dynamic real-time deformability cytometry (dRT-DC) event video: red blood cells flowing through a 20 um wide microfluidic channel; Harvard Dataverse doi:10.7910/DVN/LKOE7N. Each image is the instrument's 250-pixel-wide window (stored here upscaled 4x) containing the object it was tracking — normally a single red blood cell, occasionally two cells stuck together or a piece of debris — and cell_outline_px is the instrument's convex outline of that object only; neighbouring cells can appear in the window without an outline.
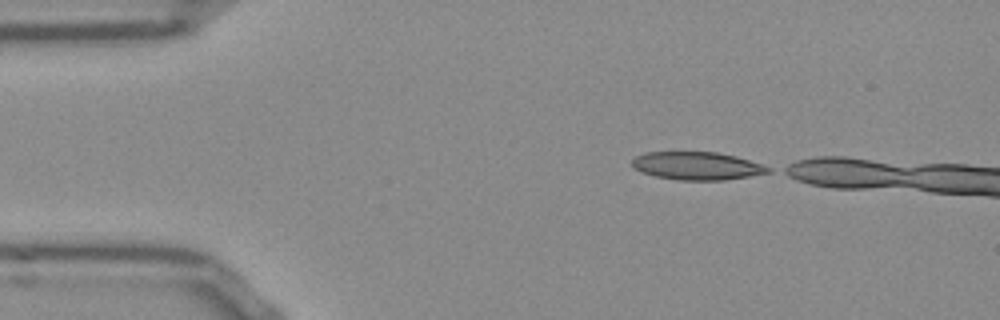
{"species": "Egyptian fruit bat (a non-hibernating species)", "species_latin": "Rousettus aegyptiacus", "temperature_condition": "room temperature", "stored_images_in_passage": 6, "camera_frame_rate_fps": 3000, "um_per_image_px": 0.085, "frame": {"image": 1, "passage_image": 1, "time_ms": 0.0, "image_size_px": [1000, 320], "cell_outline_px": [[772, 172], [724, 180], [680, 180], [656, 176], [632, 168], [632, 160], [636, 156], [644, 152], [716, 152], [736, 156], [772, 168]], "centroid_in_image_um": [59.24, 14.09], "position_along_channel_um": 25.8, "area_um2": 22.02}}